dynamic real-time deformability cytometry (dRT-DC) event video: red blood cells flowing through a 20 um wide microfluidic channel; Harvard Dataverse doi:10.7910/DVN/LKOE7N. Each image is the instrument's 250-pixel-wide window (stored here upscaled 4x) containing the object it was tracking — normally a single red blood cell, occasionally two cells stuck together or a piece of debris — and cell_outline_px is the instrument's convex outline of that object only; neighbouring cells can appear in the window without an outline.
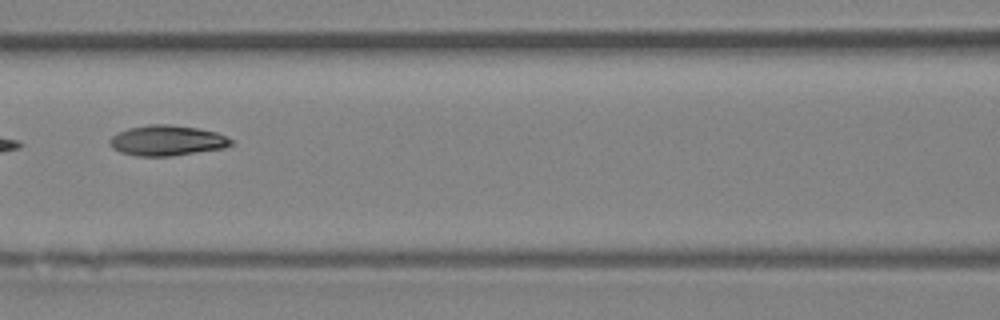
{"species": "Egyptian fruit bat (a non-hibernating species)", "species_latin": "Rousettus aegyptiacus", "temperature_condition": "room temperature", "stored_images_in_passage": 5, "camera_frame_rate_fps": 3000, "um_per_image_px": 0.085, "animal": {"sex": "female"}, "frame": {"image": 1, "passage_image": 4, "time_ms": 3.667, "image_size_px": [1000, 320], "cell_outline_px": [[232, 144], [224, 148], [172, 156], [136, 156], [120, 152], [112, 148], [108, 140], [116, 132], [128, 128], [148, 124], [168, 124], [196, 128], [216, 132], [232, 140]], "centroid_in_image_um": [14.14, 11.94], "position_along_channel_um": 152.5, "area_um2": 21.5}}
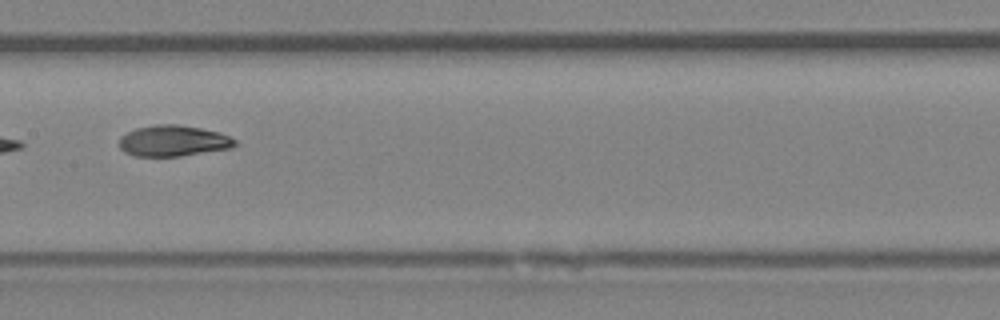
{"frame": {"image": 2, "passage_image": 5, "time_ms": 4.667, "image_size_px": [1000, 320], "cell_outline_px": [[236, 144], [232, 148], [180, 156], [136, 156], [124, 152], [120, 148], [120, 136], [136, 128], [156, 124], [176, 124], [200, 128], [220, 132], [236, 140]], "centroid_in_image_um": [14.73, 11.97], "position_along_channel_um": 192.7, "area_um2": 20.87}}